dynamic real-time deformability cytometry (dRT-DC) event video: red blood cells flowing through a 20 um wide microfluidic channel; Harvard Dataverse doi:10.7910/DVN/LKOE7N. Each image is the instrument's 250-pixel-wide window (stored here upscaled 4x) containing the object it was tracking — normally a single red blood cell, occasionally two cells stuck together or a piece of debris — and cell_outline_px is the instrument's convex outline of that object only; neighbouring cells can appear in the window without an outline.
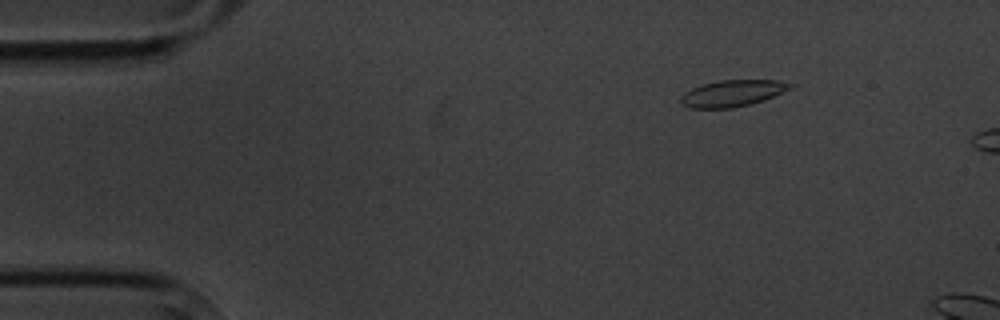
{"species": "common noctule bat (a hibernating species)", "species_latin": "Nyctalus noctula", "temperature_condition": "cold", "stored_images_in_passage": 3, "camera_frame_rate_fps": 3000, "um_per_image_px": 0.085, "animal": {"sex": "male", "body_mass_g": 20.1, "forearm_length_mm": 53.5}, "frame": {"image": 1, "passage_image": 1, "time_ms": 0.0, "image_size_px": [1000, 320], "cell_outline_px": [[796, 84], [792, 88], [764, 100], [732, 108], [688, 108], [680, 104], [680, 96], [684, 92], [692, 88], [704, 84], [720, 80], [776, 80]], "centroid_in_image_um": [62.24, 7.93], "position_along_channel_um": 22.8, "area_um2": 16.94}}